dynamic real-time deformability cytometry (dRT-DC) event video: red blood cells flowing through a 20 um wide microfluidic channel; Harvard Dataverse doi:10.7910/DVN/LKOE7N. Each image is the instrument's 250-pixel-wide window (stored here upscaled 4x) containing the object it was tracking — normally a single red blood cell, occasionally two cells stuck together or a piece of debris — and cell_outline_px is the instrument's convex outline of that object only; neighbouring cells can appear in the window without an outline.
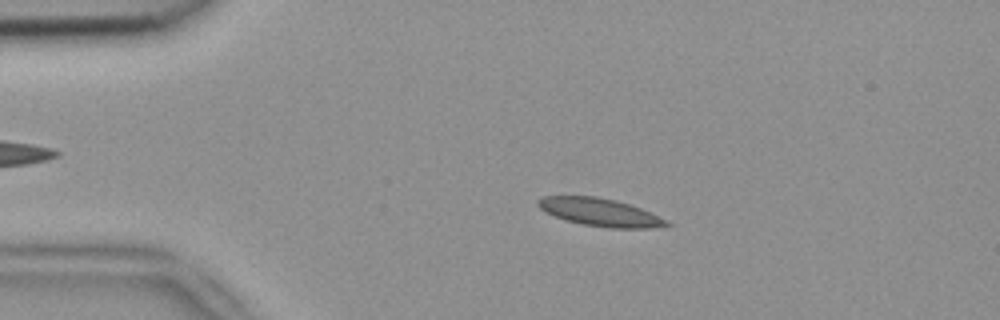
{"species": "common noctule bat (a hibernating species)", "species_latin": "Nyctalus noctula", "temperature_condition": "room temperature", "stored_images_in_passage": 5, "camera_frame_rate_fps": 3000, "um_per_image_px": 0.085, "animal": {"sex": "female", "body_mass_g": 18.4}, "frame": {"image": 1, "passage_image": 4, "time_ms": 1.0, "image_size_px": [1000, 320], "cell_outline_px": [[672, 224], [648, 228], [608, 228], [580, 224], [564, 220], [544, 212], [536, 204], [536, 200], [544, 196], [596, 196], [616, 200], [640, 208], [668, 220]], "centroid_in_image_um": [50.95, 18.04], "position_along_channel_um": 34.1, "area_um2": 20.92}}